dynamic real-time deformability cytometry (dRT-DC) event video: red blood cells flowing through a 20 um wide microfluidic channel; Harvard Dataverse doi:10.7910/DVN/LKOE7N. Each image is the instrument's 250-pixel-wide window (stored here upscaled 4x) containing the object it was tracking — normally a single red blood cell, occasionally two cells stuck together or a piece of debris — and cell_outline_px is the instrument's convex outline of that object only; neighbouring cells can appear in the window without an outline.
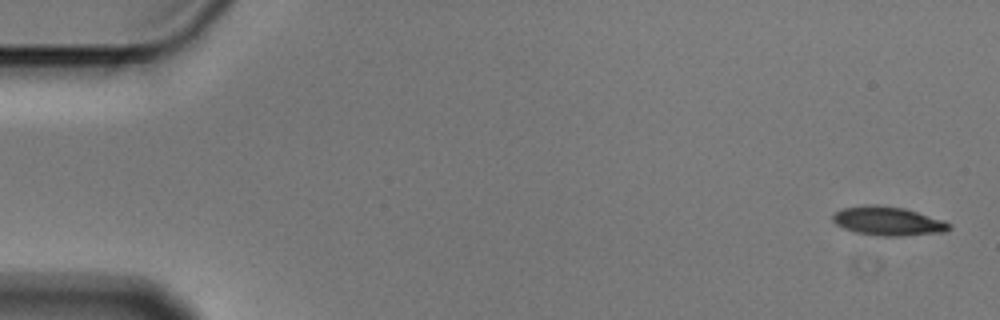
{"species": "Egyptian fruit bat (a non-hibernating species)", "species_latin": "Rousettus aegyptiacus", "temperature_condition": "cold", "stored_images_in_passage": 4, "camera_frame_rate_fps": 3000, "um_per_image_px": 0.085, "animal": {"sex": "male"}, "frame": {"image": 1, "passage_image": 1, "time_ms": 0.0, "image_size_px": [1000, 320], "cell_outline_px": [[952, 228], [944, 232], [904, 236], [876, 236], [856, 232], [844, 228], [836, 224], [832, 220], [832, 216], [836, 212], [844, 208], [872, 204], [876, 204], [904, 208], [944, 220], [952, 224]], "centroid_in_image_um": [75.52, 18.8], "position_along_channel_um": 9.5, "area_um2": 19.65}}
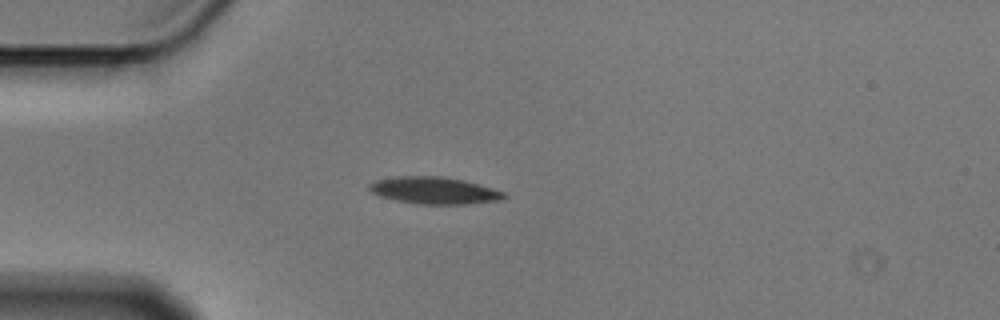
{"frame": {"image": 2, "passage_image": 4, "time_ms": 1.0, "image_size_px": [1000, 320], "cell_outline_px": [[508, 196], [500, 200], [468, 204], [420, 204], [396, 200], [380, 196], [372, 192], [368, 188], [368, 184], [376, 180], [400, 176], [436, 176], [460, 180], [476, 184], [504, 192]], "centroid_in_image_um": [36.88, 16.2], "position_along_channel_um": 48.1, "area_um2": 20.81}}